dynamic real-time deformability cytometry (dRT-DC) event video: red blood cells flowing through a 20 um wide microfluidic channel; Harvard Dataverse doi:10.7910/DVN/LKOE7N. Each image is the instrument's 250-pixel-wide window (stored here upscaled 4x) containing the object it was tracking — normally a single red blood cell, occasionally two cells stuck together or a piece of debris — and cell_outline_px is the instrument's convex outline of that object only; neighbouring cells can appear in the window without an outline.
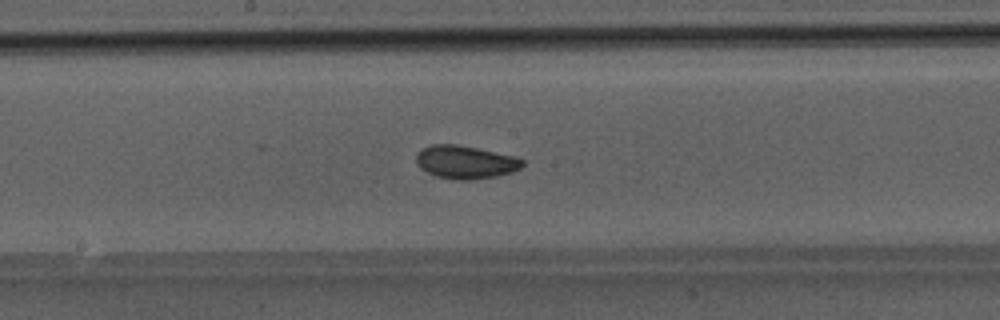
{"species": "Egyptian fruit bat (a non-hibernating species)", "species_latin": "Rousettus aegyptiacus", "temperature_condition": "room temperature", "stored_images_in_passage": 51, "camera_frame_rate_fps": 3000, "um_per_image_px": 0.085, "animal": {"sex": "male"}, "frame": {"image": 1, "passage_image": 27, "time_ms": 8.667, "image_size_px": [1000, 320], "cell_outline_px": [[524, 164], [520, 168], [512, 172], [496, 176], [472, 180], [456, 180], [436, 176], [420, 168], [416, 164], [416, 156], [424, 148], [432, 144], [456, 144], [516, 156], [524, 160]], "centroid_in_image_um": [39.58, 13.79], "position_along_channel_um": 208.6, "area_um2": 20.46}}
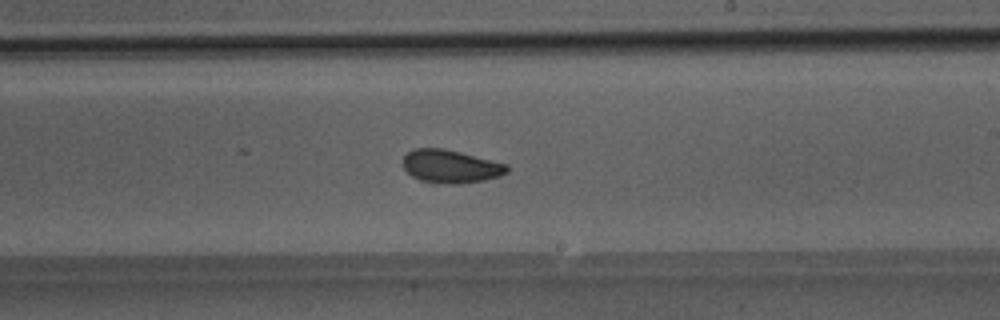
{"frame": {"image": 2, "passage_image": 30, "time_ms": 9.667, "image_size_px": [1000, 320], "cell_outline_px": [[508, 172], [500, 176], [484, 180], [460, 184], [432, 184], [420, 180], [412, 176], [404, 168], [404, 156], [412, 148], [444, 148], [508, 164]], "centroid_in_image_um": [38.3, 14.15], "position_along_channel_um": 250.7, "area_um2": 20.29}}
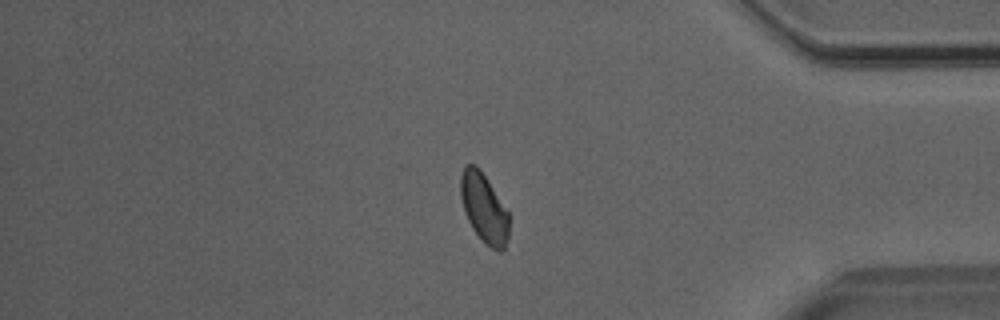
{"frame": {"image": 3, "passage_image": 42, "time_ms": 13.667, "image_size_px": [1000, 320], "cell_outline_px": [[508, 240], [504, 248], [492, 248], [484, 244], [472, 228], [464, 212], [460, 196], [460, 176], [464, 168], [468, 164], [476, 164], [480, 168], [508, 212]], "centroid_in_image_um": [41.11, 17.66], "position_along_channel_um": 394.1, "area_um2": 19.36}}